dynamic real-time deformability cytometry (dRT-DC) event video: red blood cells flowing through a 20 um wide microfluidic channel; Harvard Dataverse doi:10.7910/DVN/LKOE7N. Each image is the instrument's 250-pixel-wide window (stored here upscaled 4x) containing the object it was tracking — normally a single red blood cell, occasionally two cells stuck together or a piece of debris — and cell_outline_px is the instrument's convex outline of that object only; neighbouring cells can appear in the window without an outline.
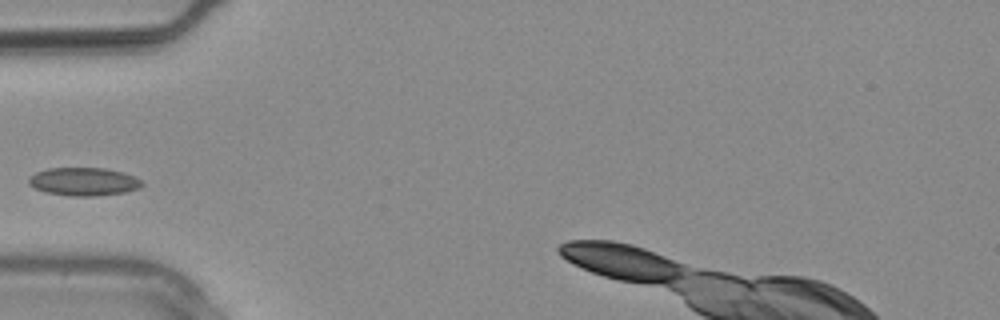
{"species": "common noctule bat (a hibernating species)", "species_latin": "Nyctalus noctula", "temperature_condition": "warm", "stored_images_in_passage": 2, "camera_frame_rate_fps": 3000, "um_per_image_px": 0.085, "animal": {"sex": "male", "body_mass_g": 20.4}, "frame": {"image": 1, "passage_image": 1, "time_ms": 0.0, "image_size_px": [1000, 320], "cell_outline_px": [[144, 184], [140, 188], [124, 192], [96, 196], [72, 196], [48, 192], [36, 188], [28, 184], [28, 176], [36, 172], [48, 168], [104, 168], [124, 172], [140, 180]], "centroid_in_image_um": [7.11, 15.43], "position_along_channel_um": 77.9, "area_um2": 18.5}}